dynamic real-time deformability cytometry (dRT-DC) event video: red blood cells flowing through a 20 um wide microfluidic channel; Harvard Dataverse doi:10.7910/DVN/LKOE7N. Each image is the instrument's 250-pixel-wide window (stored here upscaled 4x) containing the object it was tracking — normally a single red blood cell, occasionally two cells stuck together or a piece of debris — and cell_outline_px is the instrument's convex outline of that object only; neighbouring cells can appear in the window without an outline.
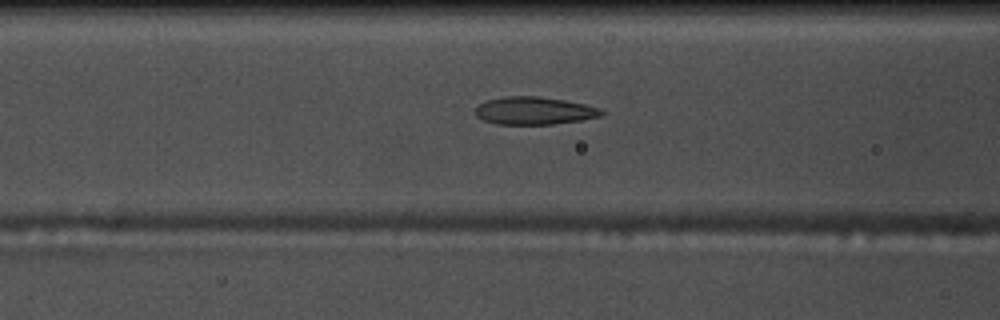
{"species": "common noctule bat (a hibernating species)", "species_latin": "Nyctalus noctula", "temperature_condition": "warm", "stored_images_in_passage": 48, "camera_frame_rate_fps": 3000, "um_per_image_px": 0.085, "animal": {"sex": "male", "body_mass_g": 17.5, "forearm_length_mm": 52.3}, "frame": {"image": 1, "passage_image": 20, "time_ms": 6.333, "image_size_px": [1000, 320], "cell_outline_px": [[604, 112], [600, 116], [580, 120], [552, 124], [496, 124], [484, 120], [476, 116], [476, 108], [484, 100], [504, 96], [536, 96], [564, 100], [584, 104], [600, 108]], "centroid_in_image_um": [45.38, 9.4], "position_along_channel_um": 121.2, "area_um2": 20.23}}
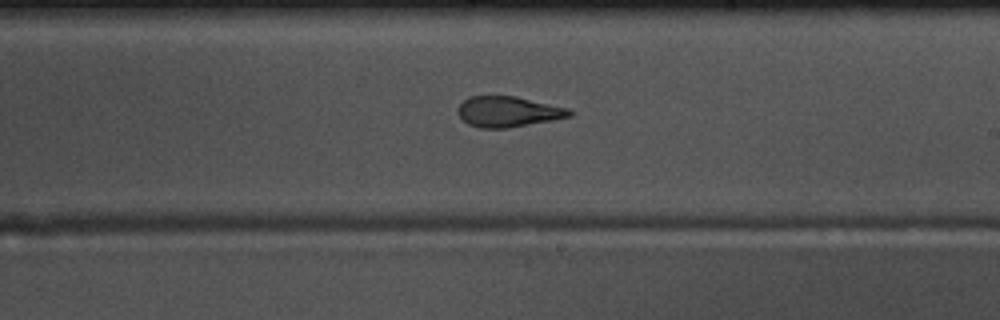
{"frame": {"image": 2, "passage_image": 30, "time_ms": 9.667, "image_size_px": [1000, 320], "cell_outline_px": [[572, 116], [552, 120], [504, 128], [480, 128], [468, 124], [460, 116], [460, 104], [468, 96], [516, 96], [568, 108], [572, 112]], "centroid_in_image_um": [43.2, 9.48], "position_along_channel_um": 245.8, "area_um2": 19.54}}
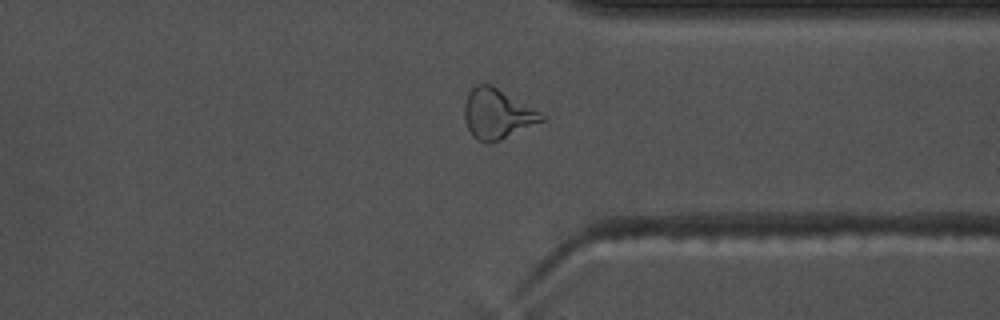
{"frame": {"image": 3, "passage_image": 40, "time_ms": 13.0, "image_size_px": [1000, 320], "cell_outline_px": [[548, 116], [544, 120], [500, 140], [488, 144], [484, 144], [476, 140], [472, 136], [464, 120], [464, 104], [468, 92], [476, 84], [492, 84]], "centroid_in_image_um": [42.24, 9.68], "position_along_channel_um": 369.2, "area_um2": 22.72}}